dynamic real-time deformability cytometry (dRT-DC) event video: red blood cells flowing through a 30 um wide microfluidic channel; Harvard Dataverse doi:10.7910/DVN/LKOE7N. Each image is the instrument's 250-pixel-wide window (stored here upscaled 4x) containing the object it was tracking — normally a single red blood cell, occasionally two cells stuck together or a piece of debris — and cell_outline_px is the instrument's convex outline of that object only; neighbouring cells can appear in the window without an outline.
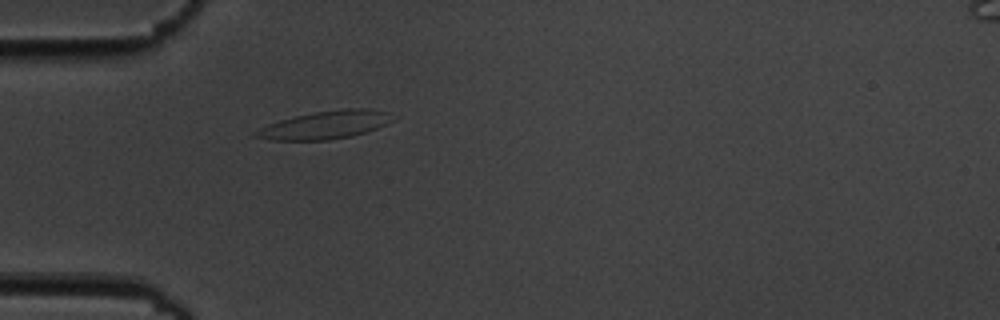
{"species": "common noctule bat (a hibernating species)", "species_latin": "Nyctalus noctula", "temperature_condition": "cold", "stored_images_in_passage": 1, "camera_frame_rate_fps": 3000, "um_per_image_px": 0.085, "animal": {"sex": "male", "body_mass_g": 19.5, "forearm_length_mm": 54.6}, "frame": {"image": 1, "passage_image": 1, "time_ms": 0.0, "image_size_px": [1000, 320], "cell_outline_px": [[396, 120], [388, 124], [352, 136], [328, 140], [272, 140], [252, 136], [252, 132], [268, 124], [280, 120], [296, 116], [316, 112], [344, 108], [364, 108], [384, 112]], "centroid_in_image_um": [27.61, 10.63], "position_along_channel_um": 57.4, "area_um2": 22.08}}